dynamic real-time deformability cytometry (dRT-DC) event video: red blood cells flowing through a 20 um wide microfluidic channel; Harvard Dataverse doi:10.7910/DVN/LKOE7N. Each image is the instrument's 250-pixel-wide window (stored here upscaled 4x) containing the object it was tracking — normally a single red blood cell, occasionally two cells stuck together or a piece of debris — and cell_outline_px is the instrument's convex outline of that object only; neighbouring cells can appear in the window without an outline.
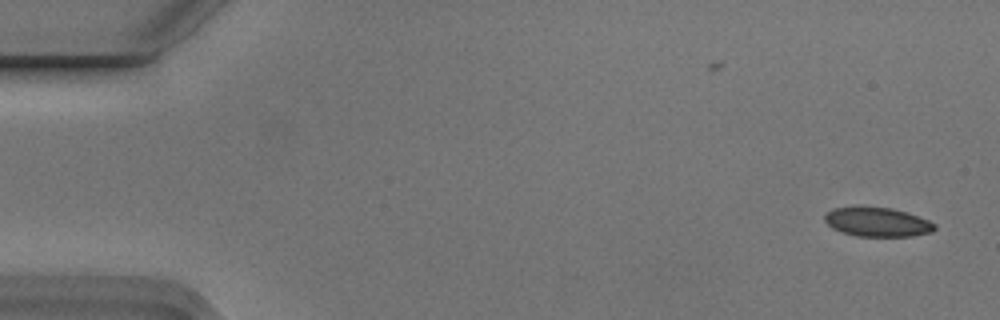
{"species": "Egyptian fruit bat (a non-hibernating species)", "species_latin": "Rousettus aegyptiacus", "temperature_condition": "cold", "stored_images_in_passage": 5, "camera_frame_rate_fps": 3000, "um_per_image_px": 0.085, "animal": {"sex": "male"}, "frame": {"image": 1, "passage_image": 1, "time_ms": 0.0, "image_size_px": [1000, 320], "cell_outline_px": [[936, 228], [932, 232], [912, 236], [856, 236], [840, 232], [832, 228], [824, 220], [824, 216], [832, 208], [892, 208], [928, 220], [936, 224]], "centroid_in_image_um": [74.57, 18.9], "position_along_channel_um": 10.4, "area_um2": 18.32}}
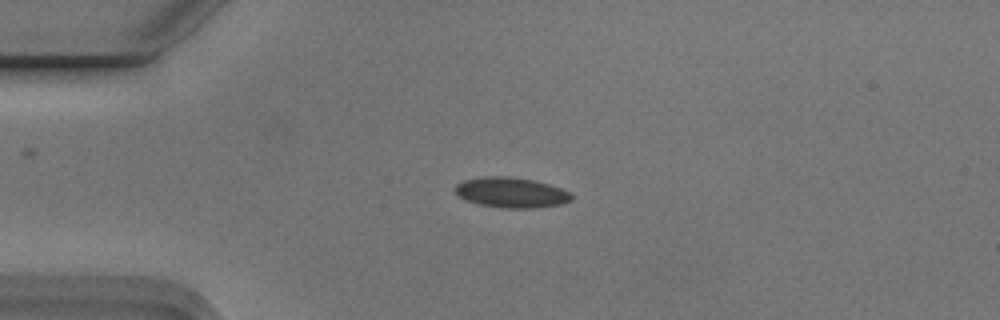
{"frame": {"image": 2, "passage_image": 4, "time_ms": 1.0, "image_size_px": [1000, 320], "cell_outline_px": [[572, 200], [560, 204], [536, 208], [504, 208], [480, 204], [464, 200], [456, 192], [456, 184], [464, 180], [484, 176], [508, 176], [532, 180], [548, 184], [560, 188], [568, 192], [572, 196]], "centroid_in_image_um": [43.44, 16.36], "position_along_channel_um": 41.6, "area_um2": 20.35}}